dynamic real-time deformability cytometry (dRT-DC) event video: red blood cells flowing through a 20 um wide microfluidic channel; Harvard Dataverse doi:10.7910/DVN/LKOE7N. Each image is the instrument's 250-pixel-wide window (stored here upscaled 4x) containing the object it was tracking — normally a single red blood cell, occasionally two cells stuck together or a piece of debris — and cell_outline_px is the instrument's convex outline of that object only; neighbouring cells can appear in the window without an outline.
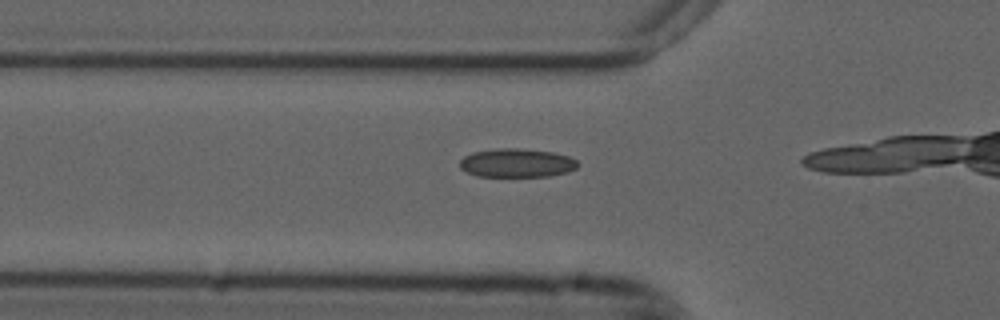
{"species": "common noctule bat (a hibernating species)", "species_latin": "Nyctalus noctula", "temperature_condition": "cold", "stored_images_in_passage": 15, "camera_frame_rate_fps": 3000, "um_per_image_px": 0.085, "animal": {"sex": "male", "forearm_length_mm": 52.5}, "frame": {"image": 1, "passage_image": 11, "time_ms": 3.333, "image_size_px": [1000, 320], "cell_outline_px": [[580, 164], [576, 168], [568, 172], [548, 176], [476, 176], [460, 168], [460, 160], [464, 156], [472, 152], [496, 148], [520, 148], [552, 152], [568, 156], [576, 160]], "centroid_in_image_um": [43.92, 13.84], "position_along_channel_um": 81.9, "area_um2": 19.77}}